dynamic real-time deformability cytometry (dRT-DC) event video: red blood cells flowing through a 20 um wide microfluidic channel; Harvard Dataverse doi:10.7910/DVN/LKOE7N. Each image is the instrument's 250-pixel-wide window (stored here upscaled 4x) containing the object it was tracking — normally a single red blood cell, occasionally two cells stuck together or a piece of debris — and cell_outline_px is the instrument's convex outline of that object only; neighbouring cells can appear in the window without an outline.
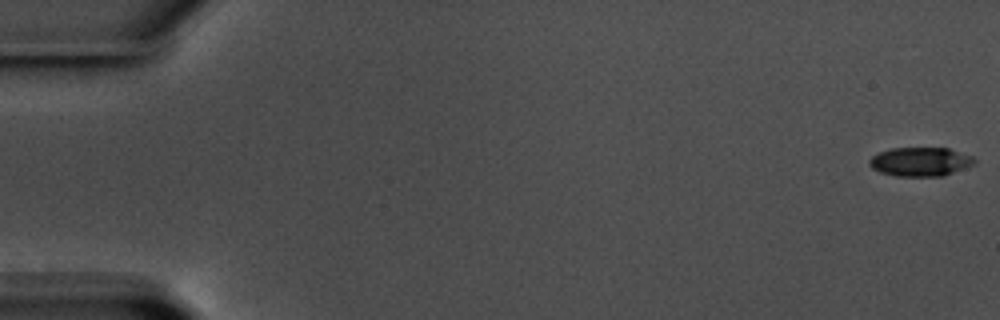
{"species": "common noctule bat (a hibernating species)", "species_latin": "Nyctalus noctula", "temperature_condition": "warm", "stored_images_in_passage": 19, "camera_frame_rate_fps": 3000, "um_per_image_px": 0.085, "animal": {"sex": "male", "body_mass_g": 17.5, "forearm_length_mm": 52.3}, "frame": {"image": 1, "passage_image": 1, "time_ms": 0.0, "image_size_px": [1000, 320], "cell_outline_px": [[976, 164], [944, 176], [896, 176], [880, 172], [872, 168], [868, 164], [868, 160], [872, 156], [880, 152], [892, 148], [948, 148], [972, 156], [976, 160]], "centroid_in_image_um": [78.24, 13.75], "position_along_channel_um": 6.8, "area_um2": 17.8}}
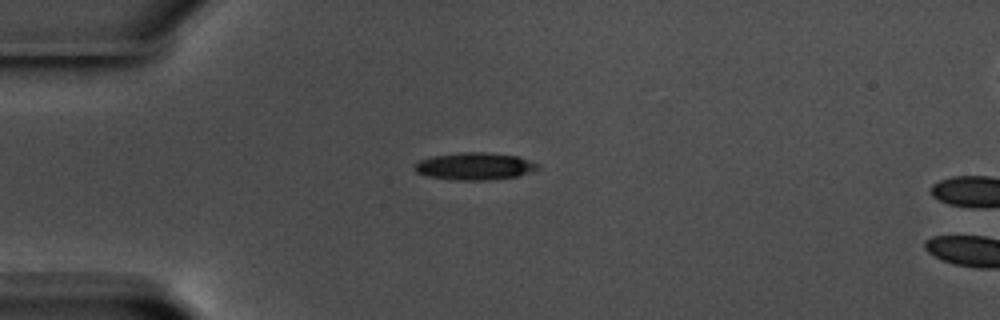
{"frame": {"image": 2, "passage_image": 16, "time_ms": 5.0, "image_size_px": [1000, 320], "cell_outline_px": [[540, 168], [532, 172], [516, 176], [488, 180], [452, 180], [428, 176], [416, 172], [412, 168], [412, 164], [420, 160], [432, 156], [464, 152], [484, 152], [516, 156], [540, 164]], "centroid_in_image_um": [40.32, 14.13], "position_along_channel_um": 44.7, "area_um2": 19.65}}